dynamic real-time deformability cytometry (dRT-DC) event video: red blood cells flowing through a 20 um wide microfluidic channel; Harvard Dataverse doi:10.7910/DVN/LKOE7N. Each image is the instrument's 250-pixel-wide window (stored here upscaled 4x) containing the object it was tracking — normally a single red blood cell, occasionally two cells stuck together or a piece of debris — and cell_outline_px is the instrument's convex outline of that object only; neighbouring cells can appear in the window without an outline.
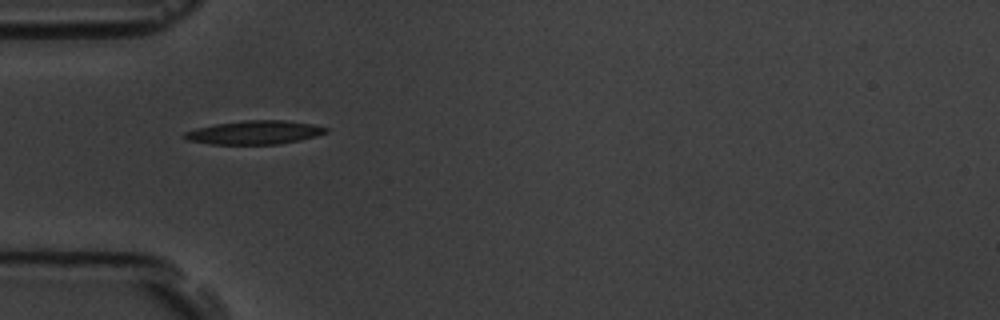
{"species": "common noctule bat (a hibernating species)", "species_latin": "Nyctalus noctula", "temperature_condition": "room temperature", "stored_images_in_passage": 1, "camera_frame_rate_fps": 3000, "um_per_image_px": 0.085, "animal": {"sex": "male", "body_mass_g": 19.5, "forearm_length_mm": 54.6}, "frame": {"image": 1, "passage_image": 1, "time_ms": 0.0, "image_size_px": [1000, 320], "cell_outline_px": [[328, 132], [316, 136], [300, 140], [280, 144], [212, 144], [188, 140], [184, 136], [184, 132], [196, 128], [216, 124], [244, 120], [284, 120], [312, 124], [328, 128]], "centroid_in_image_um": [21.66, 11.26], "position_along_channel_um": 63.3, "area_um2": 19.36}}